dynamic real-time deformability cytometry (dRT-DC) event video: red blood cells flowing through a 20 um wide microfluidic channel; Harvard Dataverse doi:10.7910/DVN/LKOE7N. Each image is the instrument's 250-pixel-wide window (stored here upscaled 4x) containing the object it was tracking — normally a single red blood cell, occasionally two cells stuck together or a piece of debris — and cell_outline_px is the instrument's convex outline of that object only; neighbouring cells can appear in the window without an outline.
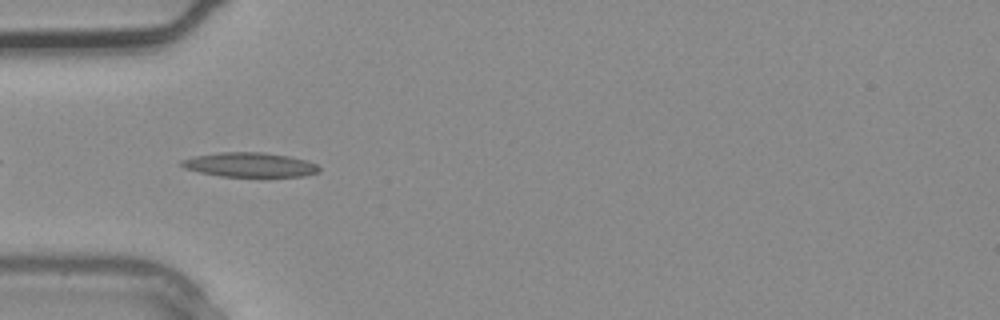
{"species": "common noctule bat (a hibernating species)", "species_latin": "Nyctalus noctula", "temperature_condition": "warm", "stored_images_in_passage": 4, "camera_frame_rate_fps": 3000, "um_per_image_px": 0.085, "animal": {"sex": "male", "body_mass_g": 20.4}, "frame": {"image": 1, "passage_image": 4, "time_ms": 1.0, "image_size_px": [1000, 320], "cell_outline_px": [[320, 172], [304, 176], [220, 176], [200, 172], [184, 168], [180, 164], [180, 160], [196, 156], [220, 152], [264, 152], [288, 156], [304, 160], [316, 164], [320, 168]], "centroid_in_image_um": [21.23, 14.0], "position_along_channel_um": 63.8, "area_um2": 19.42}}